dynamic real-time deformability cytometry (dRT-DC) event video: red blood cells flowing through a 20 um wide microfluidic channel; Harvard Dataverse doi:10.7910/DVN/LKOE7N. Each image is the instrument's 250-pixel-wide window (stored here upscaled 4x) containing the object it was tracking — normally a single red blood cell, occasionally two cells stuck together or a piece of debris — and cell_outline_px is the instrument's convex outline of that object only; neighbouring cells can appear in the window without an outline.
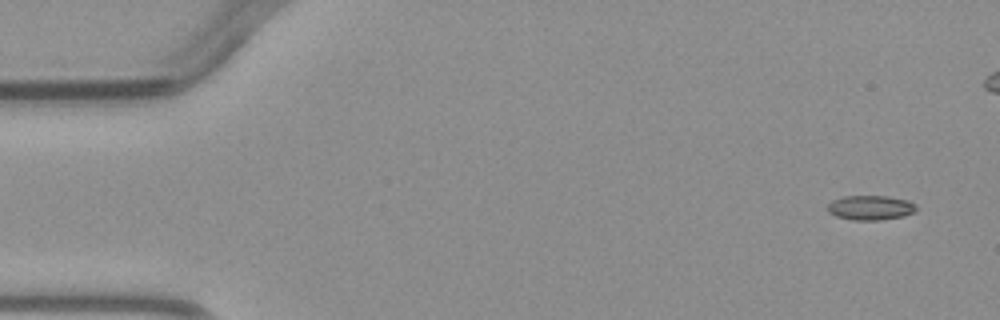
{"species": "common noctule bat (a hibernating species)", "species_latin": "Nyctalus noctula", "temperature_condition": "warm", "stored_images_in_passage": 4, "camera_frame_rate_fps": 3000, "um_per_image_px": 0.085, "animal": {"sex": "male", "body_mass_g": 23.1, "forearm_length_mm": 52.7}, "frame": {"image": 1, "passage_image": 1, "time_ms": 0.0, "image_size_px": [1000, 320], "cell_outline_px": [[916, 208], [912, 212], [904, 216], [880, 220], [852, 220], [836, 216], [828, 212], [828, 204], [832, 200], [844, 196], [888, 196], [908, 200], [916, 204]], "centroid_in_image_um": [73.98, 17.65], "position_along_channel_um": 11.0, "area_um2": 12.72}}